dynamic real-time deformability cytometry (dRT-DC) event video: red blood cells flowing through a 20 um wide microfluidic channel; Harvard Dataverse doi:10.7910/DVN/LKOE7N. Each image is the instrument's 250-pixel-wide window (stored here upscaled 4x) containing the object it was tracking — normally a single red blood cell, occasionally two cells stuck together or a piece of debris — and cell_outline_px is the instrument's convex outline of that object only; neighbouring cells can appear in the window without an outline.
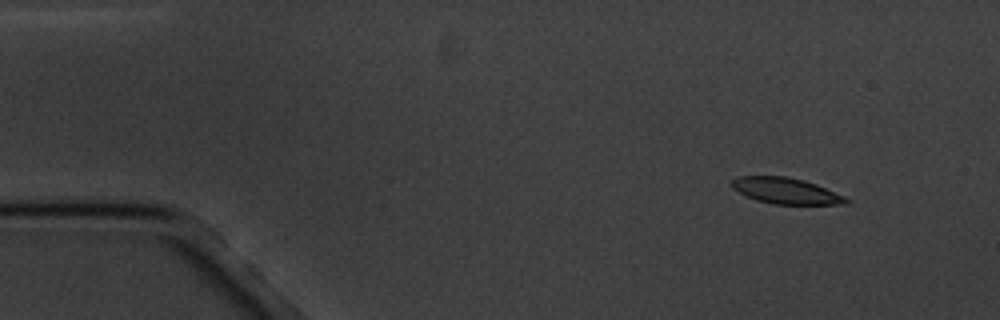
{"species": "common noctule bat (a hibernating species)", "species_latin": "Nyctalus noctula", "temperature_condition": "cold", "stored_images_in_passage": 10, "camera_frame_rate_fps": 3000, "um_per_image_px": 0.085, "animal": {"sex": "male", "body_mass_g": 20.1, "forearm_length_mm": 53.5}, "frame": {"image": 1, "passage_image": 1, "time_ms": 0.0, "image_size_px": [1000, 320], "cell_outline_px": [[852, 200], [848, 204], [772, 204], [756, 200], [732, 188], [732, 180], [736, 176], [784, 176], [804, 180], [816, 184], [844, 196]], "centroid_in_image_um": [66.82, 16.22], "position_along_channel_um": 18.2, "area_um2": 17.28}}
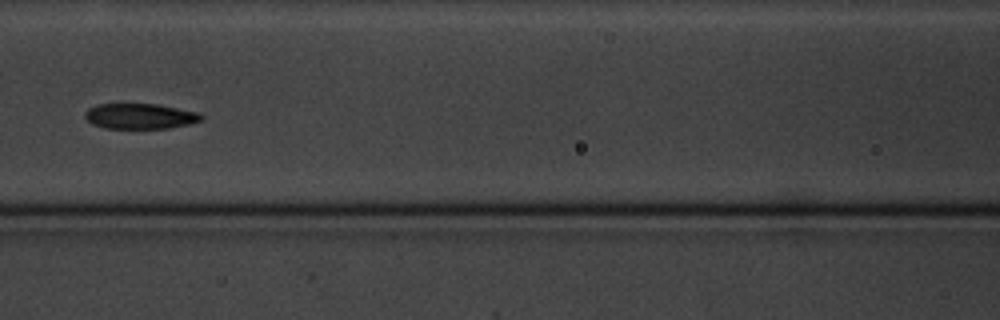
{"frame": {"image": 2, "passage_image": 6, "time_ms": 6.667, "image_size_px": [1000, 320], "cell_outline_px": [[204, 120], [188, 124], [168, 128], [104, 128], [92, 124], [84, 116], [84, 112], [88, 108], [96, 104], [156, 104], [200, 112], [204, 116]], "centroid_in_image_um": [11.92, 9.87], "position_along_channel_um": 154.7, "area_um2": 17.34}}
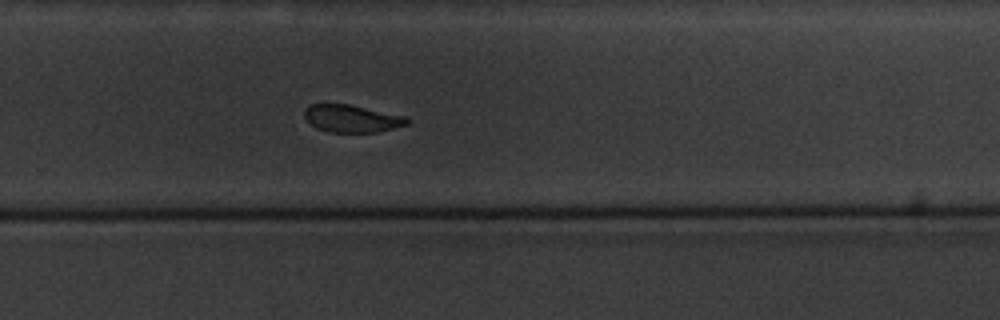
{"frame": {"image": 3, "passage_image": 10, "time_ms": 11.0, "image_size_px": [1000, 320], "cell_outline_px": [[408, 124], [380, 132], [328, 132], [316, 128], [304, 116], [304, 108], [308, 104], [324, 100], [348, 104], [408, 116]], "centroid_in_image_um": [29.84, 10.03], "position_along_channel_um": 300.0, "area_um2": 17.11}}